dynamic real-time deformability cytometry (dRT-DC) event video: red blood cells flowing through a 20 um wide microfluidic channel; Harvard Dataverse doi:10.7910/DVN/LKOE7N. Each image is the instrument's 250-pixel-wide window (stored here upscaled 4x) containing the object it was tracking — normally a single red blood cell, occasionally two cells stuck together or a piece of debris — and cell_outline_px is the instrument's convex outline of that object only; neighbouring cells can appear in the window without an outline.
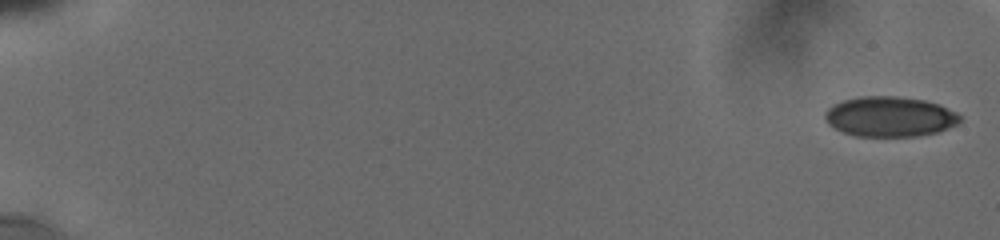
{"species": "human", "species_latin": "Homo sapiens", "temperature_condition": "cold", "stored_images_in_passage": 40, "camera_frame_rate_fps": 3000, "um_per_image_px": 0.085, "donor": {"sex": "male"}, "frame": {"image": 1, "passage_image": 1, "time_ms": 0.0, "image_size_px": [1000, 240], "cell_outline_px": [[960, 120], [956, 124], [948, 128], [936, 132], [916, 136], [856, 136], [832, 128], [828, 124], [824, 116], [824, 112], [832, 104], [844, 100], [860, 96], [896, 96], [924, 100], [940, 104], [956, 112], [960, 116]], "centroid_in_image_um": [75.6, 9.91], "position_along_channel_um": 9.4, "area_um2": 31.62}}
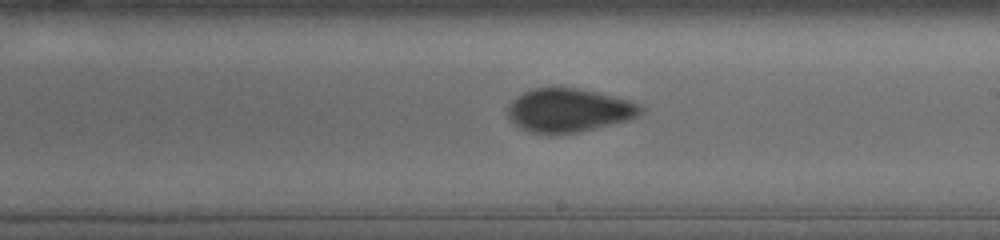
{"frame": {"image": 2, "passage_image": 23, "time_ms": 11.333, "image_size_px": [1000, 240], "cell_outline_px": [[644, 112], [628, 120], [580, 132], [528, 132], [520, 128], [508, 116], [508, 104], [516, 96], [532, 88], [560, 84], [580, 88], [628, 100], [640, 104], [644, 108]], "centroid_in_image_um": [48.34, 9.32], "position_along_channel_um": 240.7, "area_um2": 34.04}}
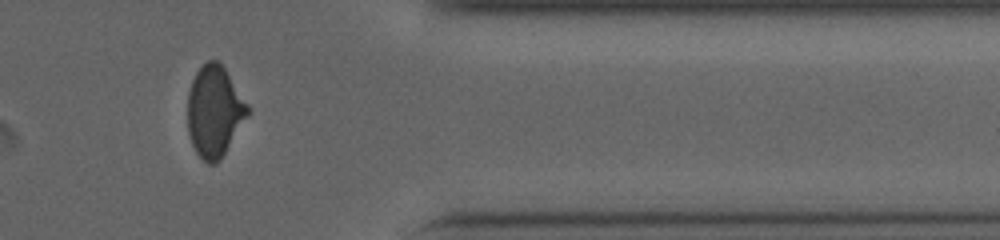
{"frame": {"image": 3, "passage_image": 34, "time_ms": 15.667, "image_size_px": [1000, 240], "cell_outline_px": [[248, 116], [220, 160], [212, 164], [208, 164], [196, 152], [192, 144], [188, 132], [188, 92], [192, 80], [196, 72], [208, 60], [220, 60], [248, 104]], "centroid_in_image_um": [18.23, 9.44], "position_along_channel_um": 393.2, "area_um2": 31.79}, "authors_computed_cell_mechanics": {"area_um2": 32.7726, "velocity_mm_per_s": 3.793, "shape_relaxation_time_tau1_ms": null, "shape_relaxation_time_tau2_ms": 1.121, "deformation_change_tau1": null, "deformation_change_tau2": 0.0529}}